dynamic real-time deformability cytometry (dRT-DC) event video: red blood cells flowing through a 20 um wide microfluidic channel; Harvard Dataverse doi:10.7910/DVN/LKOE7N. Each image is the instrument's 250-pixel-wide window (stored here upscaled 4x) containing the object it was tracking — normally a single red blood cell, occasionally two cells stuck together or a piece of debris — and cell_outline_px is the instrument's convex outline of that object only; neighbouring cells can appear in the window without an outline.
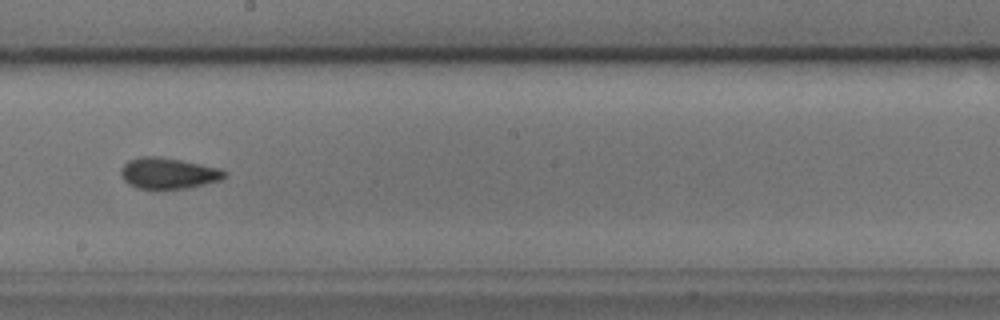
{"species": "common noctule bat (a hibernating species)", "species_latin": "Nyctalus noctula", "temperature_condition": "cold", "stored_images_in_passage": 41, "camera_frame_rate_fps": 3000, "um_per_image_px": 0.085, "animal": {"sex": "male", "body_mass_g": 17.9, "forearm_length_mm": 54.2}, "frame": {"image": 1, "passage_image": 18, "time_ms": 5.667, "image_size_px": [1000, 320], "cell_outline_px": [[228, 176], [220, 180], [188, 188], [136, 188], [128, 184], [124, 180], [120, 172], [120, 168], [128, 160], [140, 156], [160, 156], [200, 164], [216, 168], [228, 172]], "centroid_in_image_um": [14.28, 14.72], "position_along_channel_um": 233.9, "area_um2": 18.67}, "authors_computed_cell_mechanics": {"area_um2": 18.4382, "velocity_mm_per_s": 3.7863, "shape_relaxation_time_tau1_ms": 3.7346, "shape_relaxation_time_tau2_ms": 2.4415, "deformation_change_tau1": 0.0863, "deformation_change_tau2": 0.0734}}